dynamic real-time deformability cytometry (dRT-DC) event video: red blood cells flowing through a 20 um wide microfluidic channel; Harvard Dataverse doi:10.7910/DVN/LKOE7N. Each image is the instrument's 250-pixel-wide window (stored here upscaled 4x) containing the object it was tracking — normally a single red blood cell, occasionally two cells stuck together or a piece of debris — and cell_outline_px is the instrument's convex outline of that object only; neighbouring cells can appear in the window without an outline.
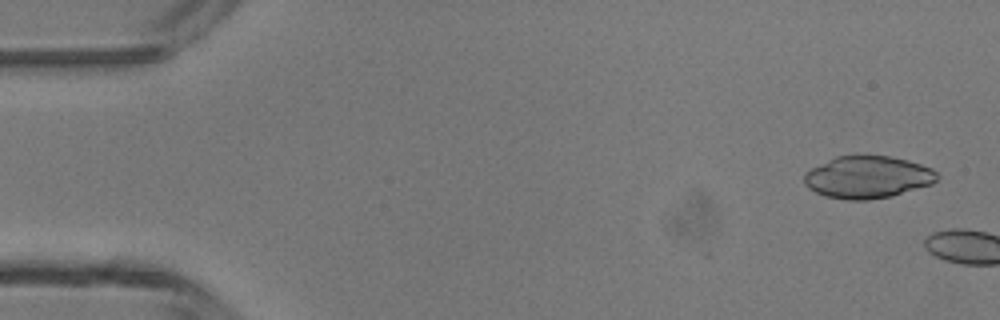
{"species": "common noctule bat (a hibernating species)", "species_latin": "Nyctalus noctula", "temperature_condition": "room temperature", "stored_images_in_passage": 2, "camera_frame_rate_fps": 3000, "um_per_image_px": 0.085, "animal": {"sex": "male", "body_mass_g": 13.3}, "frame": {"image": 1, "passage_image": 1, "time_ms": 0.0, "image_size_px": [1000, 320], "cell_outline_px": [[936, 180], [932, 184], [892, 196], [868, 200], [848, 200], [824, 196], [808, 188], [804, 184], [804, 172], [836, 156], [888, 156], [908, 160], [932, 168], [936, 172]], "centroid_in_image_um": [73.73, 15.07], "position_along_channel_um": 11.3, "area_um2": 32.6}}